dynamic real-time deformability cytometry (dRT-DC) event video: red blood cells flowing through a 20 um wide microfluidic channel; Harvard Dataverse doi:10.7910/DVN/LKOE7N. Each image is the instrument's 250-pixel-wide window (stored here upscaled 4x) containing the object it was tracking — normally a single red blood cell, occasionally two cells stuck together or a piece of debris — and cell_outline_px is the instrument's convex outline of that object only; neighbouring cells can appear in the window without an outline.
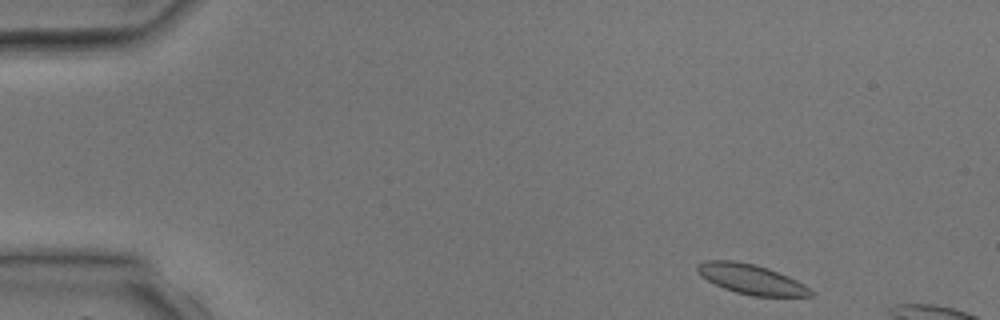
{"species": "common noctule bat (a hibernating species)", "species_latin": "Nyctalus noctula", "temperature_condition": "room temperature", "stored_images_in_passage": 4, "camera_frame_rate_fps": 3000, "um_per_image_px": 0.085, "animal": {"sex": "male", "body_mass_g": 17.9, "forearm_length_mm": 54.2}, "frame": {"image": 1, "passage_image": 1, "time_ms": 0.0, "image_size_px": [1000, 320], "cell_outline_px": [[816, 296], [752, 296], [736, 292], [724, 288], [700, 276], [696, 272], [696, 264], [704, 260], [736, 260], [756, 264], [768, 268], [788, 276], [804, 284], [816, 292]], "centroid_in_image_um": [63.85, 23.72], "position_along_channel_um": 21.1, "area_um2": 20.0}}